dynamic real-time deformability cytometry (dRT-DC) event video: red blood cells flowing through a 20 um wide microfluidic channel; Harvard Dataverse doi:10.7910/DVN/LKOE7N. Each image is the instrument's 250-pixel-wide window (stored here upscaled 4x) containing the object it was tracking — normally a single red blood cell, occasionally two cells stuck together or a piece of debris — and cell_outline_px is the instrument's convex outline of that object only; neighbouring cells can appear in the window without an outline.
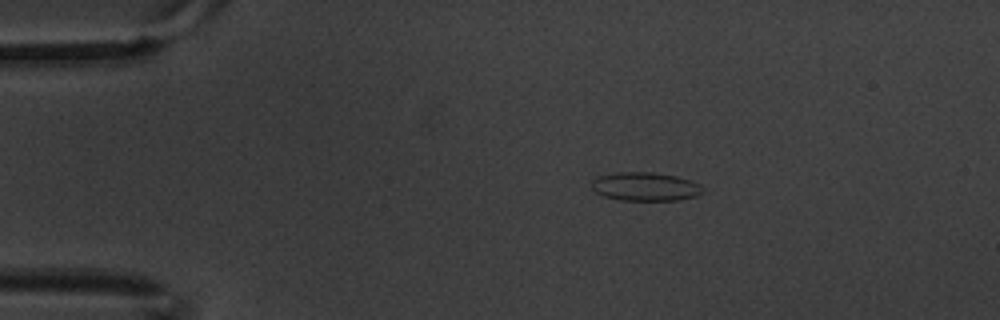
{"species": "common noctule bat (a hibernating species)", "species_latin": "Nyctalus noctula", "temperature_condition": "warm", "stored_images_in_passage": 4, "camera_frame_rate_fps": 3000, "um_per_image_px": 0.085, "animal": {"sex": "male", "body_mass_g": 20.1, "forearm_length_mm": 53.5}, "frame": {"image": 1, "passage_image": 2, "time_ms": 0.333, "image_size_px": [1000, 320], "cell_outline_px": [[704, 192], [696, 196], [680, 200], [620, 200], [604, 196], [596, 192], [592, 188], [592, 180], [596, 176], [616, 172], [652, 172], [676, 176], [700, 184], [704, 188]], "centroid_in_image_um": [54.85, 15.86], "position_along_channel_um": 30.2, "area_um2": 18.61}}